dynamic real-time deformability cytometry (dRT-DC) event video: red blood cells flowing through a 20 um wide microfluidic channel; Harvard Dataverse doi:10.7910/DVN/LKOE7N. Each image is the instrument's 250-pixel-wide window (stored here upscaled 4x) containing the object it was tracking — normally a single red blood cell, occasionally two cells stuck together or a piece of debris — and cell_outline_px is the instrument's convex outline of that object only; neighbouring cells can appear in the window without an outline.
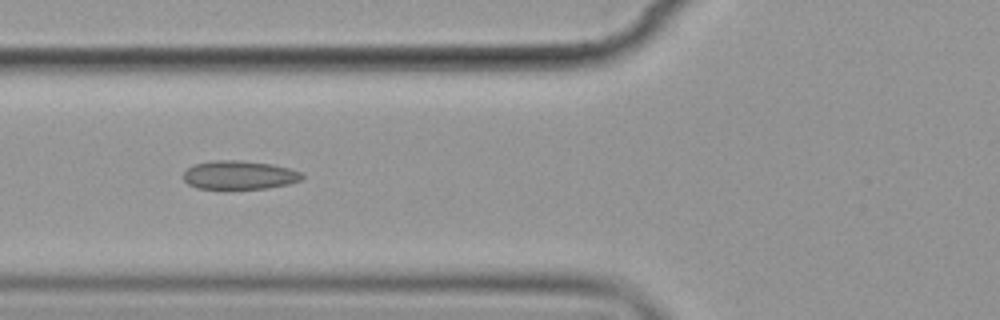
{"species": "common noctule bat (a hibernating species)", "species_latin": "Nyctalus noctula", "temperature_condition": "cold", "stored_images_in_passage": 11, "camera_frame_rate_fps": 3000, "um_per_image_px": 0.085, "animal": {"sex": "female", "body_mass_g": 19.9}, "frame": {"image": 1, "passage_image": 2, "time_ms": 1.333, "image_size_px": [1000, 320], "cell_outline_px": [[304, 176], [300, 180], [288, 184], [268, 188], [196, 188], [188, 184], [184, 180], [184, 172], [188, 168], [196, 164], [212, 160], [236, 160], [272, 164], [288, 168], [300, 172]], "centroid_in_image_um": [20.33, 14.87], "position_along_channel_um": 105.5, "area_um2": 19.54}}
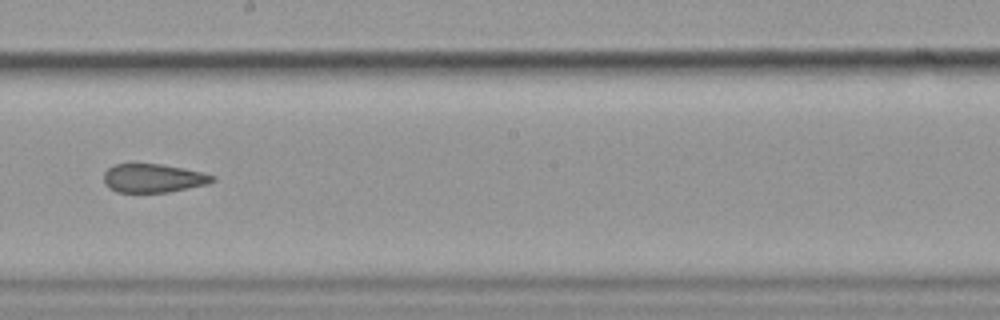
{"frame": {"image": 2, "passage_image": 5, "time_ms": 5.0, "image_size_px": [1000, 320], "cell_outline_px": [[216, 180], [208, 184], [168, 192], [116, 192], [108, 188], [104, 184], [104, 172], [108, 168], [116, 164], [160, 164], [184, 168], [204, 172], [216, 176]], "centroid_in_image_um": [13.04, 15.15], "position_along_channel_um": 235.2, "area_um2": 18.26}}
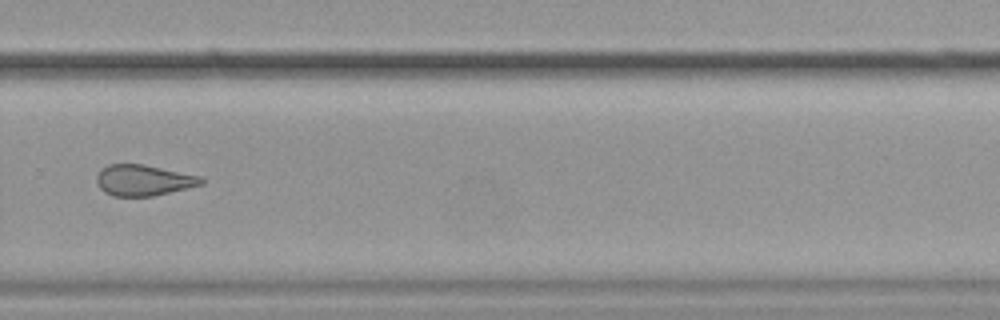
{"frame": {"image": 3, "passage_image": 7, "time_ms": 7.333, "image_size_px": [1000, 320], "cell_outline_px": [[204, 184], [152, 196], [112, 196], [104, 192], [100, 188], [96, 180], [96, 176], [108, 164], [144, 164], [200, 176], [204, 180]], "centroid_in_image_um": [12.19, 15.32], "position_along_channel_um": 317.6, "area_um2": 18.73}, "authors_computed_cell_mechanics": {"area_um2": 19.7676, "velocity_mm_per_s": 3.5506, "shape_relaxation_time_tau1_ms": null, "shape_relaxation_time_tau2_ms": 4.5808, "deformation_change_tau1": null, "deformation_change_tau2": 0.0996}}